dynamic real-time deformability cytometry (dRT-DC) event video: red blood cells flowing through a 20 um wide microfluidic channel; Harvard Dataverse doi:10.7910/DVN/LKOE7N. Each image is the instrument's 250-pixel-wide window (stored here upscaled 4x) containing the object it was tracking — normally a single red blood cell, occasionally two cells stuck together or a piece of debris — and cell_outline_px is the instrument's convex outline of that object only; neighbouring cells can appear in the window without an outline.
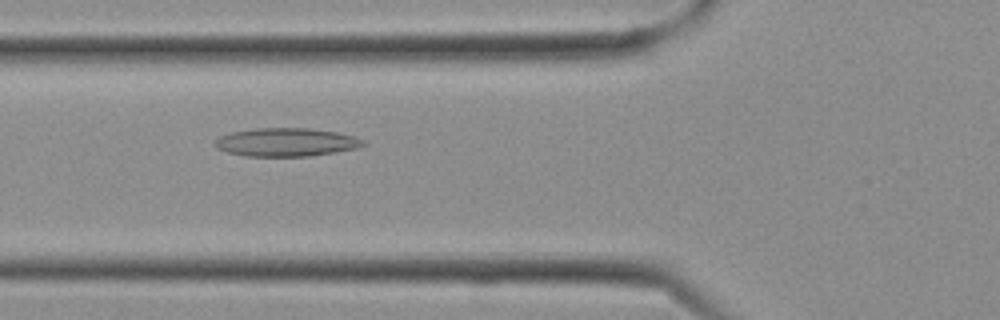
{"species": "Egyptian fruit bat (a non-hibernating species)", "species_latin": "Rousettus aegyptiacus", "temperature_condition": "cold", "stored_images_in_passage": 10, "camera_frame_rate_fps": 3000, "um_per_image_px": 0.085, "frame": {"image": 1, "passage_image": 5, "time_ms": 1.333, "image_size_px": [1000, 320], "cell_outline_px": [[368, 144], [356, 148], [312, 156], [244, 156], [228, 152], [216, 148], [216, 140], [220, 136], [232, 132], [256, 128], [308, 128], [336, 132], [352, 136], [364, 140]], "centroid_in_image_um": [24.34, 12.09], "position_along_channel_um": 101.5, "area_um2": 24.33}}
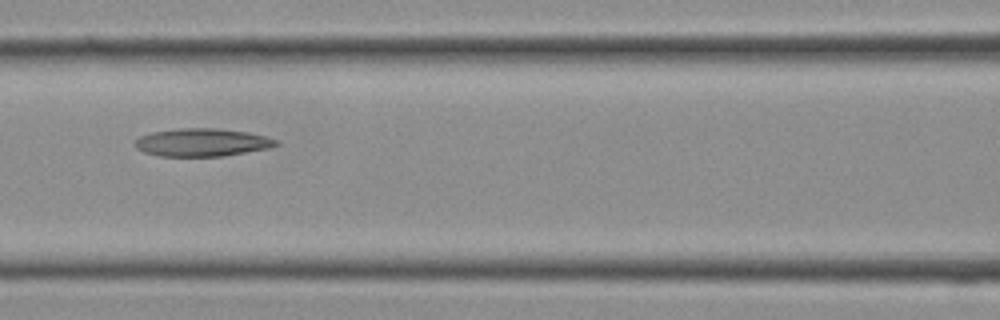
{"frame": {"image": 2, "passage_image": 7, "time_ms": 2.0, "image_size_px": [1000, 320], "cell_outline_px": [[280, 144], [268, 148], [224, 156], [160, 156], [144, 152], [136, 148], [136, 140], [140, 136], [152, 132], [180, 128], [216, 128], [248, 132], [264, 136], [276, 140]], "centroid_in_image_um": [17.17, 12.1], "position_along_channel_um": 149.4, "area_um2": 22.77}}
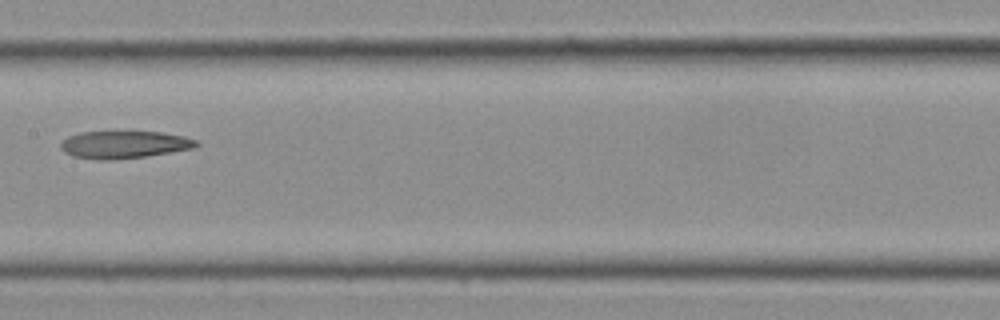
{"frame": {"image": 3, "passage_image": 9, "time_ms": 2.667, "image_size_px": [1000, 320], "cell_outline_px": [[200, 144], [196, 148], [148, 156], [112, 160], [96, 160], [72, 156], [64, 152], [60, 148], [60, 144], [68, 136], [80, 132], [160, 132], [184, 136], [196, 140]], "centroid_in_image_um": [10.56, 12.3], "position_along_channel_um": 196.8, "area_um2": 21.85}}